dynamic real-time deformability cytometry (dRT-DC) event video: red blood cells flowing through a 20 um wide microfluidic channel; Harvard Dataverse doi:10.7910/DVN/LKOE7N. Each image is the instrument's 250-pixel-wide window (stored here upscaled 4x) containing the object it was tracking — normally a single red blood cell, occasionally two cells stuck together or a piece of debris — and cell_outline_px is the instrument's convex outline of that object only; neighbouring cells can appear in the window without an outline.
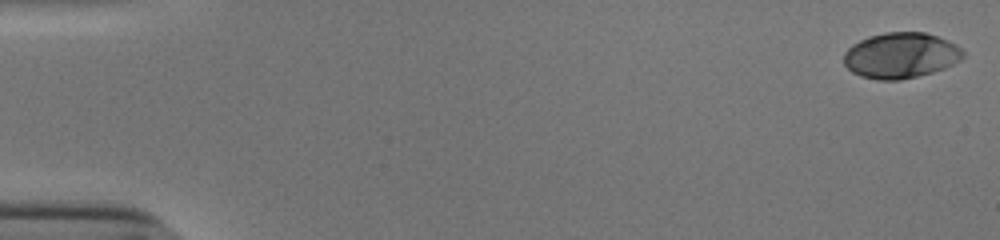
{"species": "human", "species_latin": "Homo sapiens", "temperature_condition": "cold", "stored_images_in_passage": 47, "camera_frame_rate_fps": 3000, "um_per_image_px": 0.085, "donor": {"sex": "male"}, "frame": {"image": 1, "passage_image": 1, "time_ms": 0.0, "image_size_px": [1000, 240], "cell_outline_px": [[964, 56], [960, 60], [944, 68], [932, 72], [900, 80], [876, 80], [860, 76], [852, 72], [844, 64], [844, 52], [852, 44], [868, 36], [884, 32], [924, 32], [948, 40], [956, 44], [964, 52]], "centroid_in_image_um": [76.54, 4.71], "position_along_channel_um": 8.5, "area_um2": 31.79}}
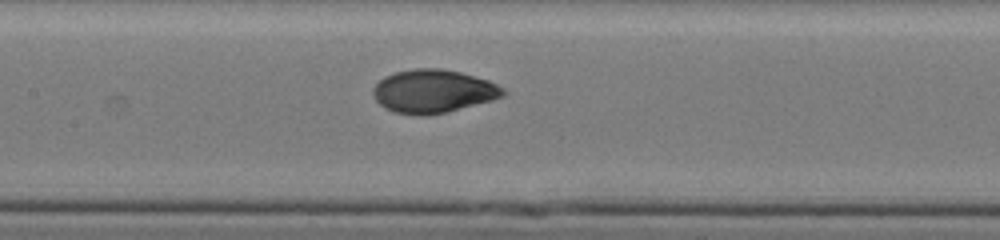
{"frame": {"image": 2, "passage_image": 26, "time_ms": 8.333, "image_size_px": [1000, 240], "cell_outline_px": [[508, 92], [504, 96], [492, 100], [448, 112], [428, 116], [396, 112], [384, 108], [376, 100], [372, 92], [372, 88], [384, 76], [396, 72], [412, 68], [440, 68], [460, 72], [488, 80], [504, 88]], "centroid_in_image_um": [36.84, 7.75], "position_along_channel_um": 170.6, "area_um2": 32.89}}
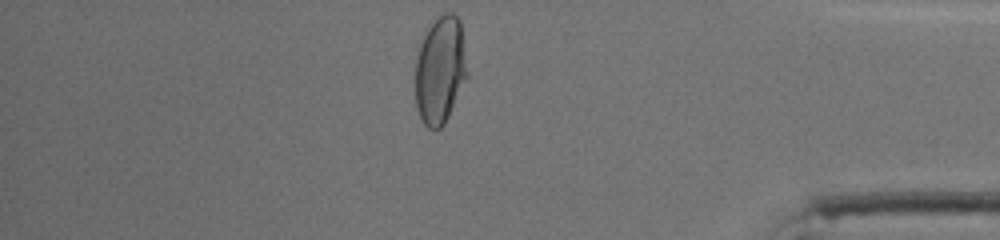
{"frame": {"image": 3, "passage_image": 46, "time_ms": 15.0, "image_size_px": [1000, 240], "cell_outline_px": [[468, 76], [444, 124], [440, 128], [428, 128], [424, 124], [420, 116], [416, 104], [416, 56], [420, 44], [428, 28], [444, 12], [452, 12], [460, 20], [468, 72]], "centroid_in_image_um": [37.42, 5.95], "position_along_channel_um": 397.8, "area_um2": 32.25}, "authors_computed_cell_mechanics": {"area_um2": 31.8478, "velocity_mm_per_s": 3.8505, "shape_relaxation_time_tau1_ms": 5.1502, "shape_relaxation_time_tau2_ms": null, "deformation_change_tau1": 0.2134, "deformation_change_tau2": null}}